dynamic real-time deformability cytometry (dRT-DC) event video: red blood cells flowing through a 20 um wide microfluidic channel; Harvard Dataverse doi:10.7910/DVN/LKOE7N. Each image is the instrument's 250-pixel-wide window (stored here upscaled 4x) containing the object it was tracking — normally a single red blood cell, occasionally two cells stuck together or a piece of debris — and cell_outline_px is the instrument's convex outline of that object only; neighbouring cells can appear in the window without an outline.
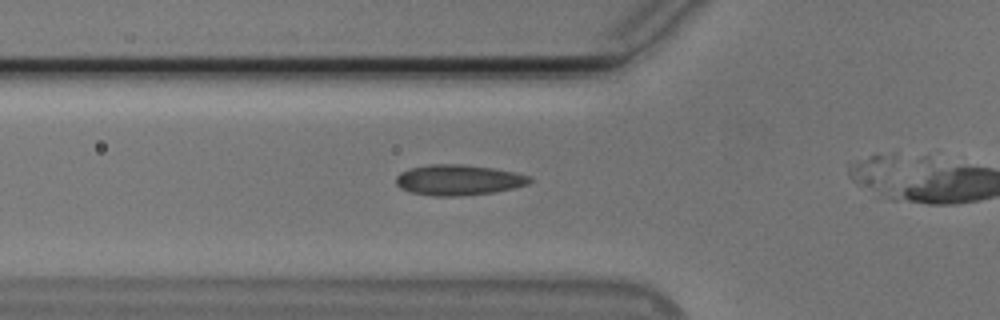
{"species": "Egyptian fruit bat (a non-hibernating species)", "species_latin": "Rousettus aegyptiacus", "temperature_condition": "cold", "stored_images_in_passage": 20, "camera_frame_rate_fps": 3000, "um_per_image_px": 0.085, "animal": {"sex": "male"}, "frame": {"image": 1, "passage_image": 6, "time_ms": 1.667, "image_size_px": [1000, 320], "cell_outline_px": [[532, 180], [528, 184], [496, 192], [460, 196], [432, 196], [408, 192], [400, 188], [396, 184], [396, 176], [400, 172], [412, 168], [428, 164], [460, 164], [492, 168], [532, 176]], "centroid_in_image_um": [38.94, 15.31], "position_along_channel_um": 86.9, "area_um2": 23.87}}
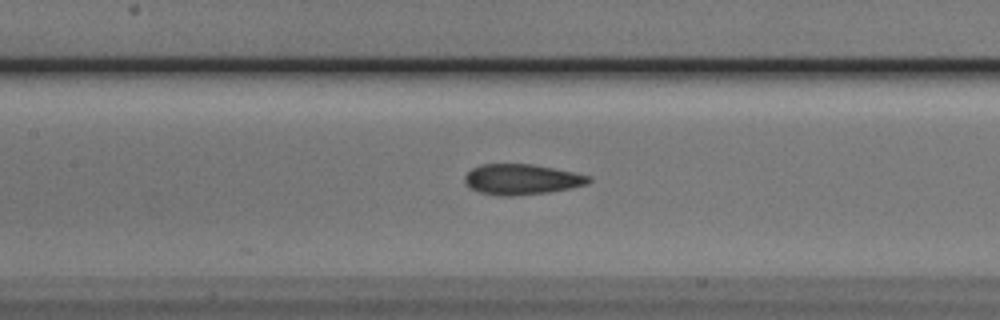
{"frame": {"image": 2, "passage_image": 12, "time_ms": 3.667, "image_size_px": [1000, 320], "cell_outline_px": [[592, 180], [588, 184], [572, 188], [548, 192], [512, 196], [500, 196], [480, 192], [468, 188], [464, 180], [464, 176], [472, 168], [480, 164], [532, 164], [592, 176]], "centroid_in_image_um": [44.33, 15.25], "position_along_channel_um": 163.1, "area_um2": 22.14}}
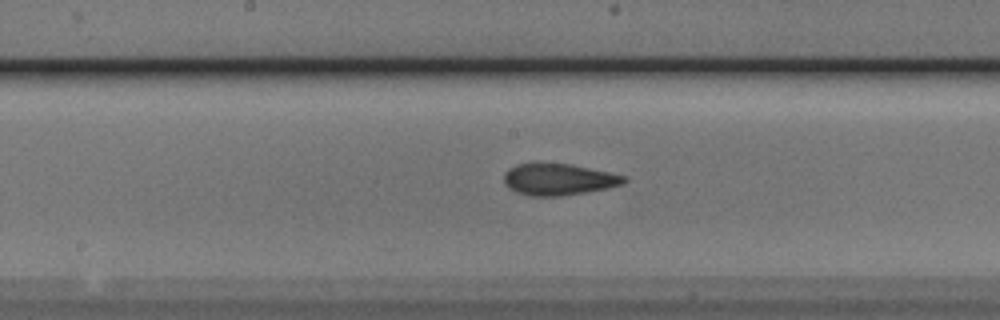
{"frame": {"image": 3, "passage_image": 15, "time_ms": 4.667, "image_size_px": [1000, 320], "cell_outline_px": [[628, 180], [624, 184], [608, 188], [560, 196], [528, 196], [516, 192], [508, 188], [504, 184], [504, 172], [508, 168], [516, 164], [568, 164], [628, 176]], "centroid_in_image_um": [47.47, 15.26], "position_along_channel_um": 200.7, "area_um2": 22.02}}